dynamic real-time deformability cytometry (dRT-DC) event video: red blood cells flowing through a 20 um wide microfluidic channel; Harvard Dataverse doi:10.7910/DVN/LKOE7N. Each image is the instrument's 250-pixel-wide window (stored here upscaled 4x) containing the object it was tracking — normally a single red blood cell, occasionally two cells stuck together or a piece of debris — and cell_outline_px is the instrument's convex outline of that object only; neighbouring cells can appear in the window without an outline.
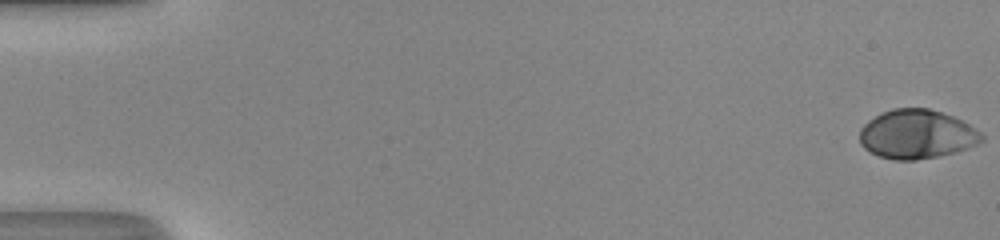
{"species": "human", "species_latin": "Homo sapiens", "temperature_condition": "room temperature", "stored_images_in_passage": 50, "camera_frame_rate_fps": 3000, "um_per_image_px": 0.085, "donor": {"sex": "male"}, "frame": {"image": 1, "passage_image": 1, "time_ms": 0.0, "image_size_px": [1000, 240], "cell_outline_px": [[984, 140], [968, 148], [956, 152], [916, 160], [896, 160], [880, 156], [864, 148], [860, 144], [860, 128], [868, 120], [892, 108], [928, 108], [952, 116], [976, 128], [984, 136]], "centroid_in_image_um": [77.93, 11.41], "position_along_channel_um": 7.1, "area_um2": 34.68}}
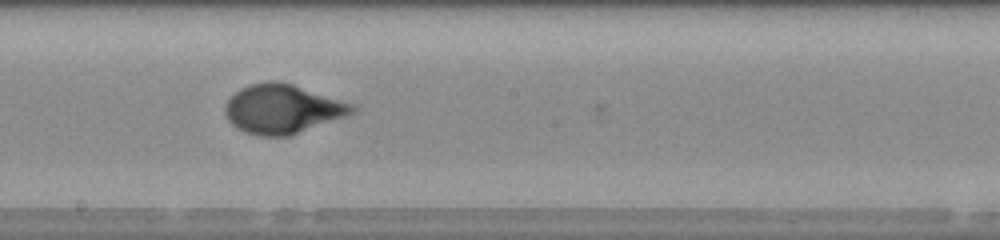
{"frame": {"image": 2, "passage_image": 30, "time_ms": 9.667, "image_size_px": [1000, 240], "cell_outline_px": [[360, 108], [356, 112], [348, 116], [288, 136], [260, 136], [244, 132], [236, 128], [228, 120], [224, 112], [224, 104], [240, 88], [248, 84], [268, 80], [280, 80], [356, 104]], "centroid_in_image_um": [24.04, 9.25], "position_along_channel_um": 224.2, "area_um2": 36.99}}
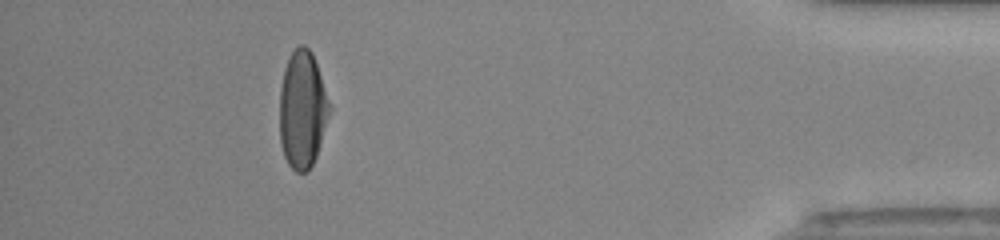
{"frame": {"image": 3, "passage_image": 47, "time_ms": 15.333, "image_size_px": [1000, 240], "cell_outline_px": [[332, 108], [316, 156], [308, 172], [296, 172], [288, 164], [284, 156], [280, 144], [280, 88], [284, 68], [292, 52], [300, 44], [304, 44], [312, 52]], "centroid_in_image_um": [25.71, 9.33], "position_along_channel_um": 409.5, "area_um2": 34.22}, "authors_computed_cell_mechanics": {"area_um2": 35.2002, "velocity_mm_per_s": 4.1893, "shape_relaxation_time_tau1_ms": 4.1425, "shape_relaxation_time_tau2_ms": null, "deformation_change_tau1": 0.2345, "deformation_change_tau2": null}}